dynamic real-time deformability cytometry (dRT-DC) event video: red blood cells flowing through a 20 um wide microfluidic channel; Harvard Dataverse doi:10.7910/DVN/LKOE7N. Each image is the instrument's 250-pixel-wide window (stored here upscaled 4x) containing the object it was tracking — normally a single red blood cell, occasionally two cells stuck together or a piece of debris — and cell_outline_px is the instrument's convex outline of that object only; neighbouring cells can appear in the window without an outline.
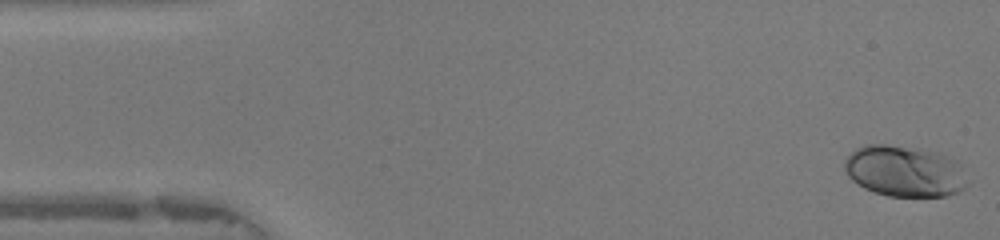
{"species": "human", "species_latin": "Homo sapiens", "temperature_condition": "warm", "stored_images_in_passage": 48, "camera_frame_rate_fps": 3000, "um_per_image_px": 0.085, "donor": {"sex": "female"}, "frame": {"image": 1, "passage_image": 1, "time_ms": 0.0, "image_size_px": [1000, 240], "cell_outline_px": [[968, 184], [964, 188], [948, 196], [888, 196], [864, 188], [852, 180], [848, 176], [844, 168], [844, 160], [856, 148], [864, 144], [884, 144], [936, 152], [952, 160]], "centroid_in_image_um": [76.79, 14.56], "position_along_channel_um": 8.2, "area_um2": 35.78}}
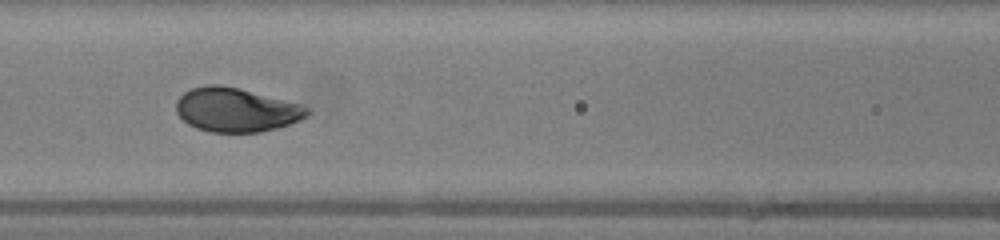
{"frame": {"image": 2, "passage_image": 20, "time_ms": 6.333, "image_size_px": [1000, 240], "cell_outline_px": [[308, 116], [300, 120], [276, 128], [260, 132], [212, 132], [196, 128], [188, 124], [176, 112], [176, 100], [184, 92], [192, 88], [208, 84], [216, 84], [236, 88], [300, 104], [308, 108]], "centroid_in_image_um": [20.03, 9.34], "position_along_channel_um": 146.6, "area_um2": 33.18}}
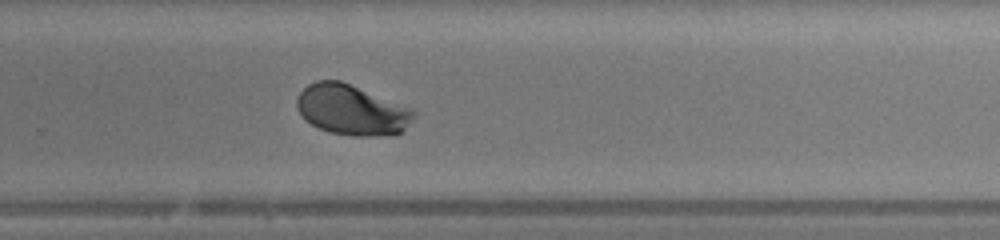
{"frame": {"image": 3, "passage_image": 31, "time_ms": 10.0, "image_size_px": [1000, 240], "cell_outline_px": [[416, 116], [400, 132], [372, 136], [352, 136], [328, 132], [304, 120], [296, 108], [296, 96], [308, 84], [316, 80], [340, 80], [412, 108], [416, 112]], "centroid_in_image_um": [29.85, 9.33], "position_along_channel_um": 300.0, "area_um2": 34.28}, "authors_computed_cell_mechanics": {"area_um2": 33.9864, "velocity_mm_per_s": 4.1974, "shape_relaxation_time_tau1_ms": 1.7887, "shape_relaxation_time_tau2_ms": null, "deformation_change_tau1": 0.1464, "deformation_change_tau2": null}}